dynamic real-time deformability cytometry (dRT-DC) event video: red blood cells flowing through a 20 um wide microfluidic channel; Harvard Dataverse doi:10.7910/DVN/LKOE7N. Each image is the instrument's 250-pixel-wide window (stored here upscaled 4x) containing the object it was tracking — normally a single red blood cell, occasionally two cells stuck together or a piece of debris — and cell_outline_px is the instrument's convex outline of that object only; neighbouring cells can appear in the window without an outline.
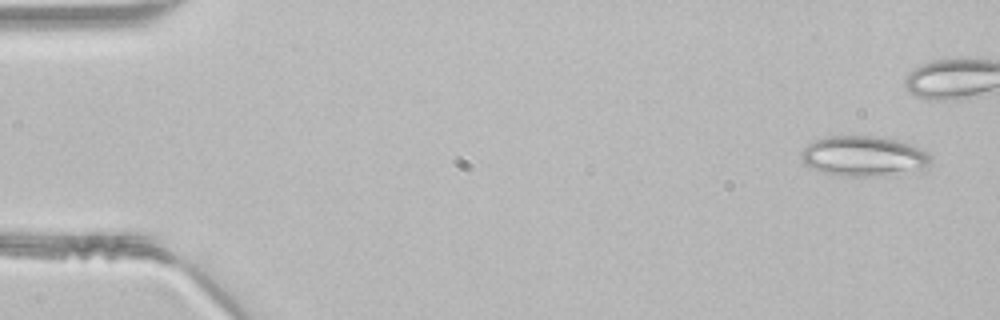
{"species": "common noctule bat (a hibernating species)", "species_latin": "Nyctalus noctula", "temperature_condition": "room temperature", "stored_images_in_passage": 37, "camera_frame_rate_fps": 3000, "um_per_image_px": 0.085, "animal": {"sex": "male", "body_mass_g": 21.5, "forearm_length_mm": 52.0}, "frame": {"image": 1, "passage_image": 2, "time_ms": 0.333, "image_size_px": [1000, 320], "cell_outline_px": [[932, 160], [928, 164], [920, 168], [868, 176], [840, 176], [824, 172], [808, 164], [800, 156], [800, 152], [808, 144], [816, 140], [828, 136], [872, 136], [892, 140], [908, 144], [932, 156]], "centroid_in_image_um": [73.33, 13.25], "position_along_channel_um": 11.7, "area_um2": 28.96}}
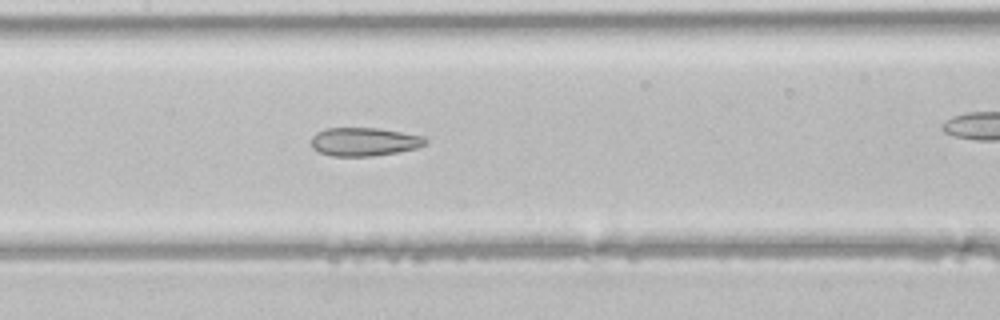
{"frame": {"image": 2, "passage_image": 22, "time_ms": 7.0, "image_size_px": [1000, 320], "cell_outline_px": [[428, 140], [424, 144], [416, 148], [396, 152], [372, 156], [332, 156], [320, 152], [312, 148], [312, 136], [316, 132], [324, 128], [376, 128], [424, 136]], "centroid_in_image_um": [30.92, 12.04], "position_along_channel_um": 176.5, "area_um2": 18.79}}
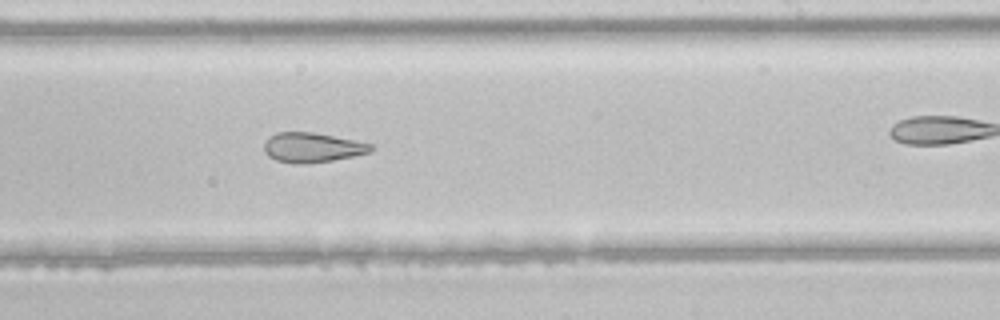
{"frame": {"image": 3, "passage_image": 28, "time_ms": 9.0, "image_size_px": [1000, 320], "cell_outline_px": [[372, 152], [332, 160], [308, 164], [292, 164], [276, 160], [268, 156], [264, 152], [264, 144], [276, 132], [312, 132], [356, 140], [372, 144]], "centroid_in_image_um": [26.54, 12.55], "position_along_channel_um": 262.5, "area_um2": 18.5}}